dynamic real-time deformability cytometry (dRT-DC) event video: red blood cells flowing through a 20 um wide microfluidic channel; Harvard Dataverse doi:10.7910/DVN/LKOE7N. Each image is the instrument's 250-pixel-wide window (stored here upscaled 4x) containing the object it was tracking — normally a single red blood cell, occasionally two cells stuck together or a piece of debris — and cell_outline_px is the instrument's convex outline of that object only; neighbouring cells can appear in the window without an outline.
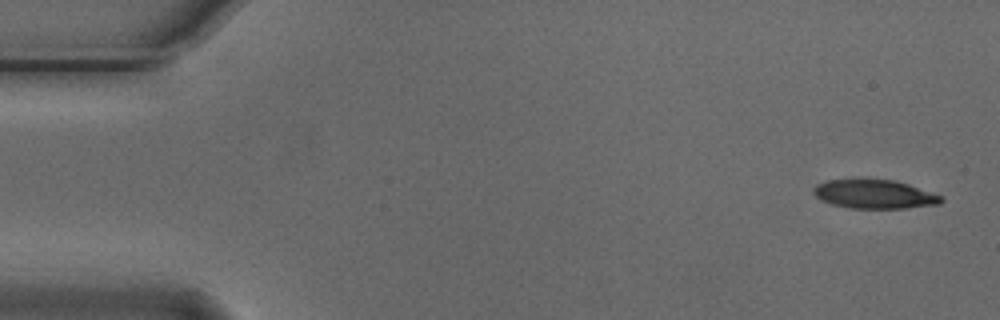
{"species": "Egyptian fruit bat (a non-hibernating species)", "species_latin": "Rousettus aegyptiacus", "temperature_condition": "cold", "stored_images_in_passage": 4, "camera_frame_rate_fps": 3000, "um_per_image_px": 0.085, "animal": {"sex": "male"}, "frame": {"image": 1, "passage_image": 1, "time_ms": 0.0, "image_size_px": [1000, 320], "cell_outline_px": [[944, 200], [940, 204], [904, 208], [848, 208], [832, 204], [820, 200], [812, 192], [812, 188], [816, 184], [828, 180], [852, 176], [860, 176], [896, 180], [944, 196]], "centroid_in_image_um": [74.27, 16.45], "position_along_channel_um": 10.7, "area_um2": 22.54}}